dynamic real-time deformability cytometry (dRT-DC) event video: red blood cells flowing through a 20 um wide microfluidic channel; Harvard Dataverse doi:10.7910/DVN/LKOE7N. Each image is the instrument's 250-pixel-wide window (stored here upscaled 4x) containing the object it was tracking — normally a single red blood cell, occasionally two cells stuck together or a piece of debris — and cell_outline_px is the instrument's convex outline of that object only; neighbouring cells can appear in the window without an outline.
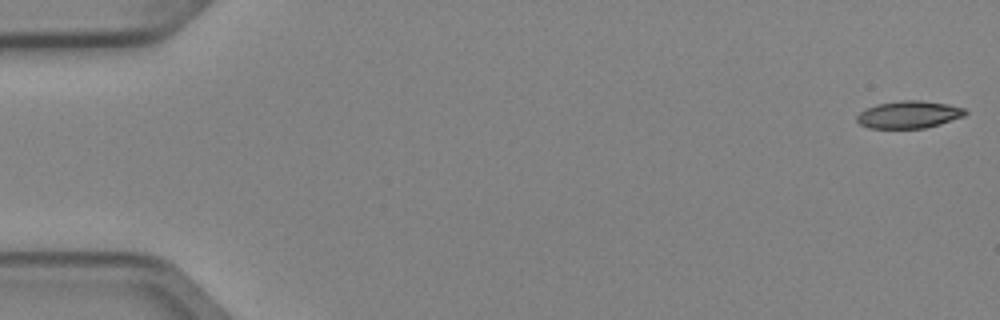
{"species": "Egyptian fruit bat (a non-hibernating species)", "species_latin": "Rousettus aegyptiacus", "temperature_condition": "cold", "stored_images_in_passage": 7, "camera_frame_rate_fps": 3000, "um_per_image_px": 0.085, "animal": {"sex": "female"}, "frame": {"image": 1, "passage_image": 1, "time_ms": 0.0, "image_size_px": [1000, 320], "cell_outline_px": [[968, 112], [964, 116], [940, 124], [924, 128], [868, 128], [860, 124], [856, 120], [856, 116], [864, 108], [876, 104], [900, 100], [920, 100], [948, 104], [964, 108]], "centroid_in_image_um": [77.23, 9.73], "position_along_channel_um": 7.8, "area_um2": 17.4}}
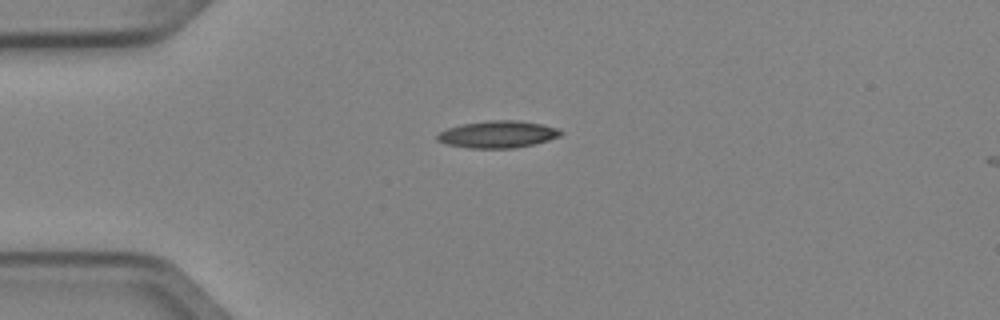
{"frame": {"image": 2, "passage_image": 4, "time_ms": 1.0, "image_size_px": [1000, 320], "cell_outline_px": [[564, 132], [560, 136], [548, 140], [532, 144], [512, 148], [468, 148], [448, 144], [436, 140], [436, 136], [440, 132], [448, 128], [460, 124], [488, 120], [516, 120], [540, 124], [556, 128]], "centroid_in_image_um": [42.28, 11.41], "position_along_channel_um": 42.7, "area_um2": 19.31}}
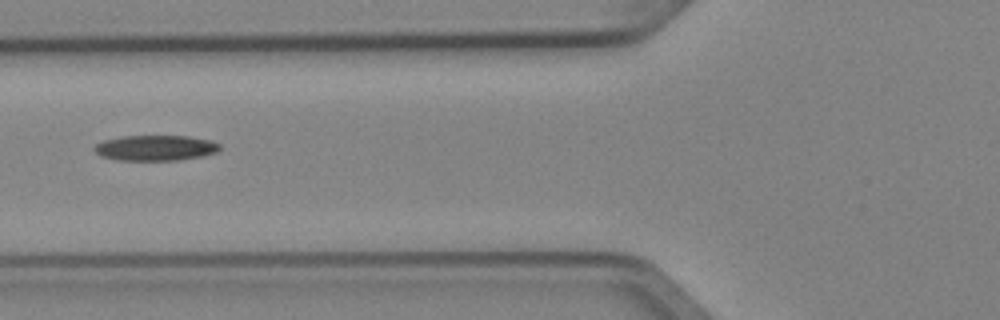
{"frame": {"image": 3, "passage_image": 6, "time_ms": 1.667, "image_size_px": [1000, 320], "cell_outline_px": [[220, 148], [216, 152], [204, 156], [180, 160], [120, 160], [100, 156], [92, 148], [96, 144], [104, 140], [124, 136], [188, 136], [212, 140], [220, 144]], "centroid_in_image_um": [13.24, 12.57], "position_along_channel_um": 112.6, "area_um2": 18.67}}